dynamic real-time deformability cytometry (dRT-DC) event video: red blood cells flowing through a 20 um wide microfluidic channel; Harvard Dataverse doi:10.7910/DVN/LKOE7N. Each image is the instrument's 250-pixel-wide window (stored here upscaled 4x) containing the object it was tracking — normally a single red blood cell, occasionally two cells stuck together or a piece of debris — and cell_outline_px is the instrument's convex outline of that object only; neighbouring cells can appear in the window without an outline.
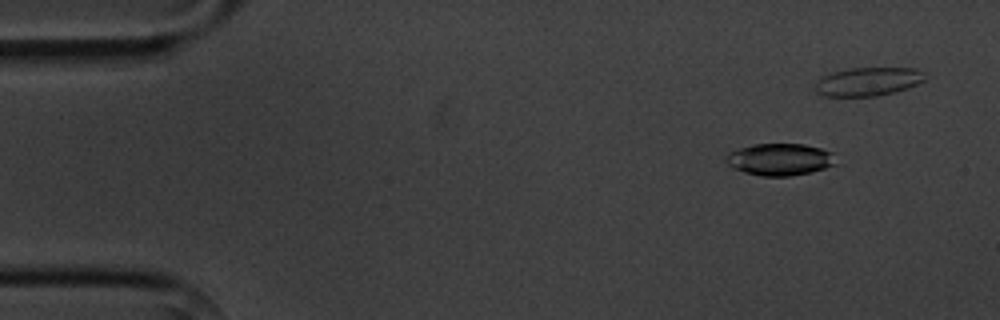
{"species": "common noctule bat (a hibernating species)", "species_latin": "Nyctalus noctula", "temperature_condition": "cold", "stored_images_in_passage": 5, "camera_frame_rate_fps": 3000, "um_per_image_px": 0.085, "animal": {"sex": "male", "body_mass_g": 20.1, "forearm_length_mm": 53.5}, "frame": {"image": 1, "passage_image": 2, "time_ms": 1.333, "image_size_px": [1000, 320], "cell_outline_px": [[840, 164], [812, 172], [792, 176], [760, 176], [744, 172], [732, 168], [724, 160], [728, 152], [752, 144], [804, 144], [820, 148], [832, 152]], "centroid_in_image_um": [66.32, 13.56], "position_along_channel_um": 18.7, "area_um2": 20.87}}
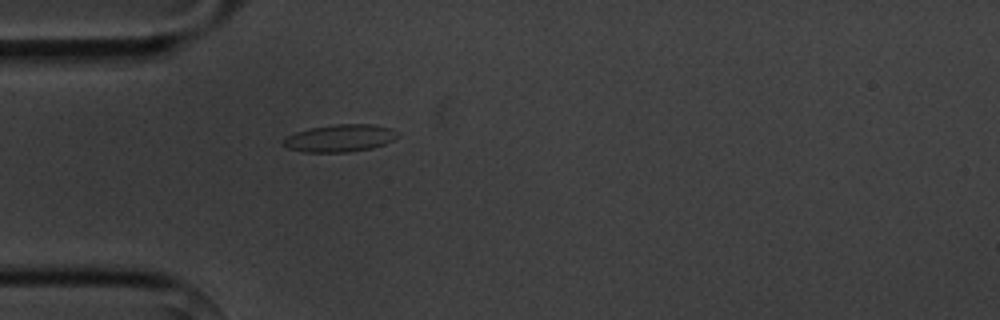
{"frame": {"image": 2, "passage_image": 5, "time_ms": 5.667, "image_size_px": [1000, 320], "cell_outline_px": [[400, 136], [384, 144], [372, 148], [348, 152], [304, 152], [288, 148], [284, 144], [284, 140], [288, 136], [296, 132], [308, 128], [332, 124], [372, 124], [392, 128]], "centroid_in_image_um": [28.92, 11.73], "position_along_channel_um": 56.1, "area_um2": 18.21}}